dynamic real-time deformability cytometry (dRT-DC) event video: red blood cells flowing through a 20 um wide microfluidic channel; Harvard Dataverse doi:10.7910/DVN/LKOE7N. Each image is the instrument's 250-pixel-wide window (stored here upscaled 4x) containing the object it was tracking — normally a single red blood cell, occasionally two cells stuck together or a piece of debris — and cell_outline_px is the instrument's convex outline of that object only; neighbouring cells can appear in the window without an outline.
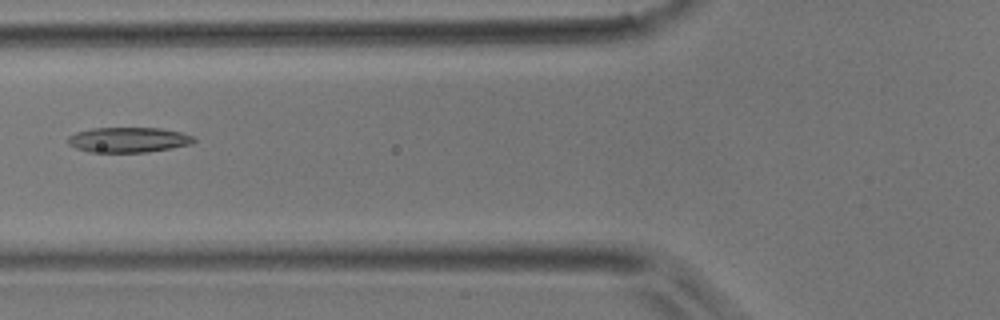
{"species": "common noctule bat (a hibernating species)", "species_latin": "Nyctalus noctula", "temperature_condition": "room temperature", "stored_images_in_passage": 41, "camera_frame_rate_fps": 3000, "um_per_image_px": 0.085, "animal": {"sex": "male", "body_mass_g": 17.9}, "frame": {"image": 1, "passage_image": 14, "time_ms": 4.333, "image_size_px": [1000, 320], "cell_outline_px": [[196, 140], [192, 144], [148, 152], [92, 152], [76, 148], [68, 144], [68, 136], [76, 132], [92, 128], [160, 128], [180, 132], [192, 136]], "centroid_in_image_um": [10.9, 11.88], "position_along_channel_um": 114.9, "area_um2": 18.38}}
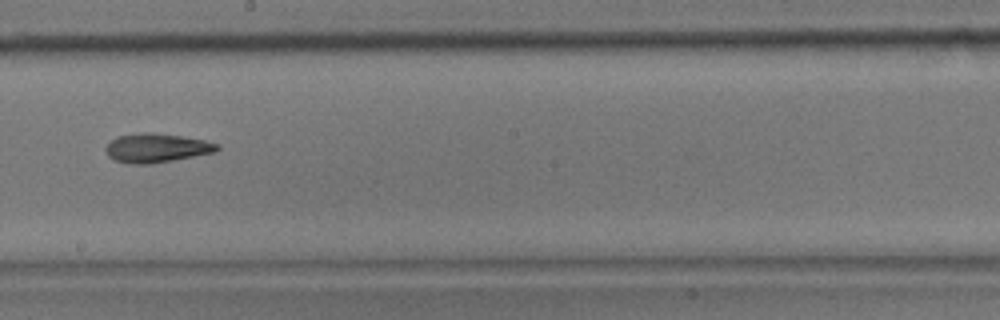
{"frame": {"image": 2, "passage_image": 22, "time_ms": 7.0, "image_size_px": [1000, 320], "cell_outline_px": [[220, 148], [216, 152], [172, 160], [148, 164], [132, 164], [116, 160], [108, 156], [104, 148], [112, 140], [120, 136], [144, 132], [180, 136], [204, 140], [220, 144]], "centroid_in_image_um": [13.33, 12.58], "position_along_channel_um": 234.9, "area_um2": 18.5}}
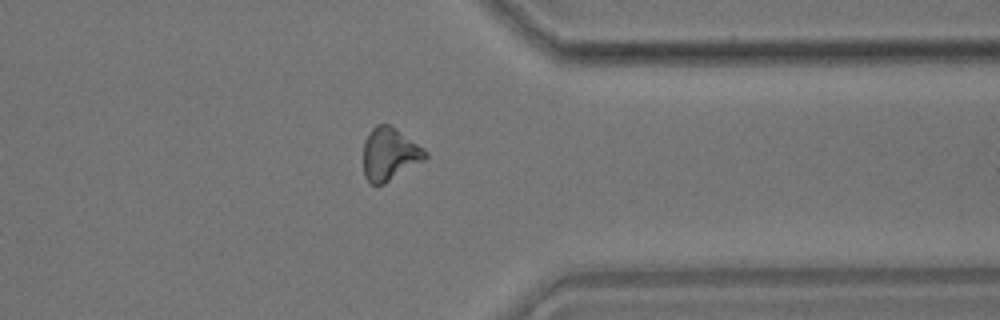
{"frame": {"image": 3, "passage_image": 32, "time_ms": 10.333, "image_size_px": [1000, 320], "cell_outline_px": [[428, 156], [424, 160], [384, 184], [372, 184], [364, 176], [364, 140], [372, 128], [376, 124], [388, 124], [396, 128], [424, 148], [428, 152]], "centroid_in_image_um": [33.12, 13.08], "position_along_channel_um": 378.3, "area_um2": 18.96}}